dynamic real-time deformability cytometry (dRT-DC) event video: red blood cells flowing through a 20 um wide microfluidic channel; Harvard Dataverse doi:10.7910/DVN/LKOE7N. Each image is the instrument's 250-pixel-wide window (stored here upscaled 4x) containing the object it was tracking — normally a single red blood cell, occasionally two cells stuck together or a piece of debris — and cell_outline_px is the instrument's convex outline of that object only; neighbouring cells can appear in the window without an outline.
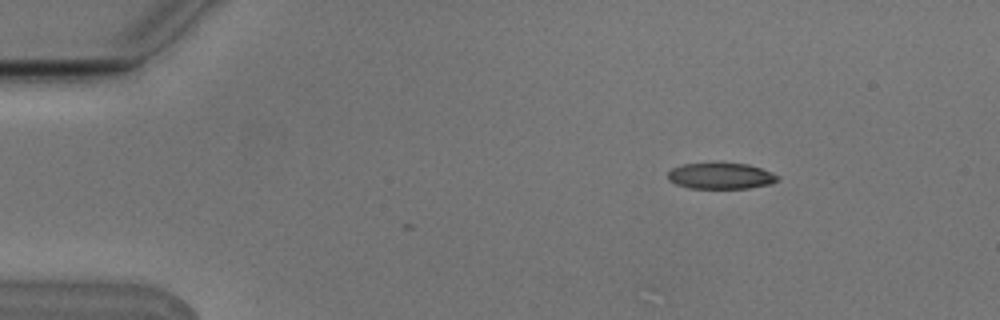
{"species": "Egyptian fruit bat (a non-hibernating species)", "species_latin": "Rousettus aegyptiacus", "temperature_condition": "cold", "stored_images_in_passage": 4, "camera_frame_rate_fps": 3000, "um_per_image_px": 0.085, "animal": {"sex": "male"}, "frame": {"image": 1, "passage_image": 1, "time_ms": 0.0, "image_size_px": [1000, 320], "cell_outline_px": [[780, 180], [772, 184], [748, 188], [688, 188], [676, 184], [668, 180], [668, 172], [672, 168], [680, 164], [748, 164], [760, 168], [780, 176]], "centroid_in_image_um": [61.27, 14.97], "position_along_channel_um": 23.7, "area_um2": 16.59}}
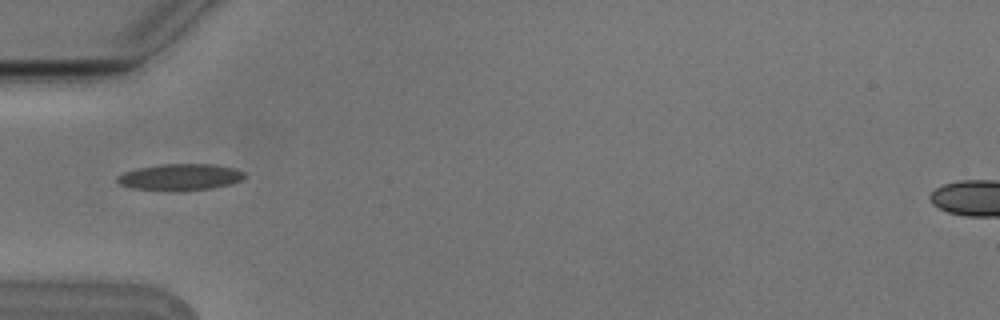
{"frame": {"image": 2, "passage_image": 4, "time_ms": 1.0, "image_size_px": [1000, 320], "cell_outline_px": [[244, 176], [240, 180], [232, 184], [212, 188], [180, 192], [176, 192], [132, 188], [120, 184], [116, 180], [116, 176], [124, 172], [136, 168], [160, 164], [216, 164], [236, 168], [244, 172]], "centroid_in_image_um": [15.3, 15.06], "position_along_channel_um": 69.7, "area_um2": 20.06}}